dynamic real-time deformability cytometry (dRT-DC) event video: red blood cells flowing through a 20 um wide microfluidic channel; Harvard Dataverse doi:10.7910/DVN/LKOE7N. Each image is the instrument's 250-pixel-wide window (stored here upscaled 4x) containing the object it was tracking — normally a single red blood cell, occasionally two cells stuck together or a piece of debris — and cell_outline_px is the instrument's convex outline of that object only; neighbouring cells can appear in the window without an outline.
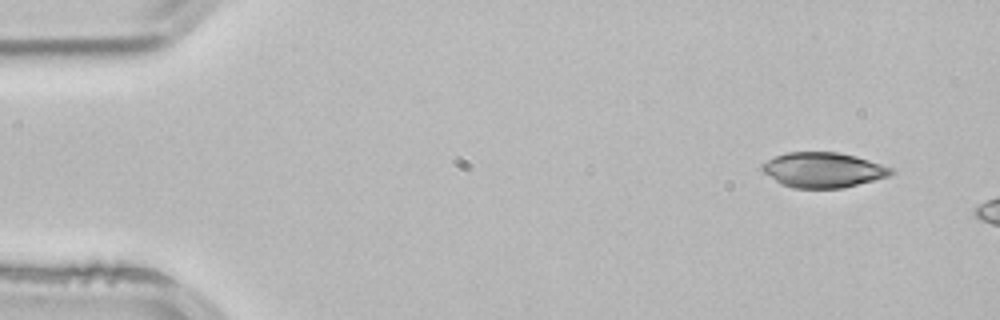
{"species": "common noctule bat (a hibernating species)", "species_latin": "Nyctalus noctula", "temperature_condition": "room temperature", "stored_images_in_passage": 3, "camera_frame_rate_fps": 3000, "um_per_image_px": 0.085, "animal": {"sex": "male", "body_mass_g": 21.5, "forearm_length_mm": 52.0}, "frame": {"image": 1, "passage_image": 1, "time_ms": 0.0, "image_size_px": [1000, 320], "cell_outline_px": [[896, 172], [888, 176], [844, 188], [792, 188], [780, 184], [764, 172], [760, 168], [760, 164], [776, 156], [788, 152], [840, 152], [856, 156], [892, 168]], "centroid_in_image_um": [69.95, 14.45], "position_along_channel_um": 15.1, "area_um2": 26.36}}